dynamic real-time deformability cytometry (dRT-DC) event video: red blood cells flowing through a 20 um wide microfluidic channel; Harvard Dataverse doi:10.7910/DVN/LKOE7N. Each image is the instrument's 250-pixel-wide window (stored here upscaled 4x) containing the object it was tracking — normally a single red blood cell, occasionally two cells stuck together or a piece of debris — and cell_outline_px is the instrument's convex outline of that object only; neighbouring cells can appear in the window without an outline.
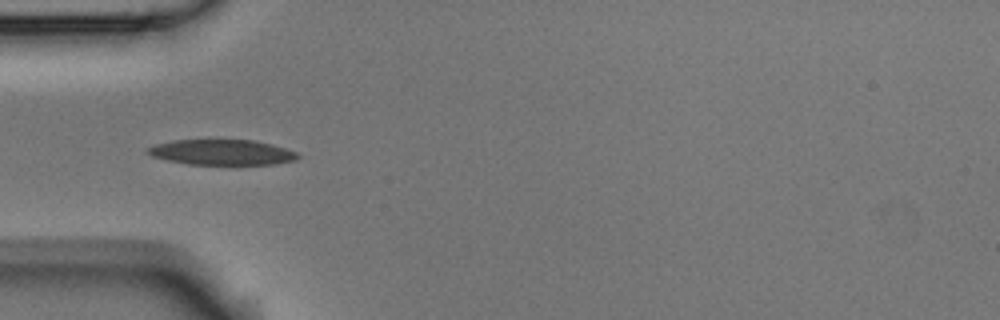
{"species": "Egyptian fruit bat (a non-hibernating species)", "species_latin": "Rousettus aegyptiacus", "temperature_condition": "room temperature", "stored_images_in_passage": 10, "camera_frame_rate_fps": 3000, "um_per_image_px": 0.085, "animal": {"sex": "male"}, "frame": {"image": 1, "passage_image": 4, "time_ms": 1.0, "image_size_px": [1000, 320], "cell_outline_px": [[300, 156], [296, 160], [272, 164], [188, 164], [168, 160], [152, 156], [144, 152], [144, 148], [156, 144], [172, 140], [256, 140], [272, 144], [296, 152]], "centroid_in_image_um": [18.82, 12.93], "position_along_channel_um": 66.2, "area_um2": 22.2}}
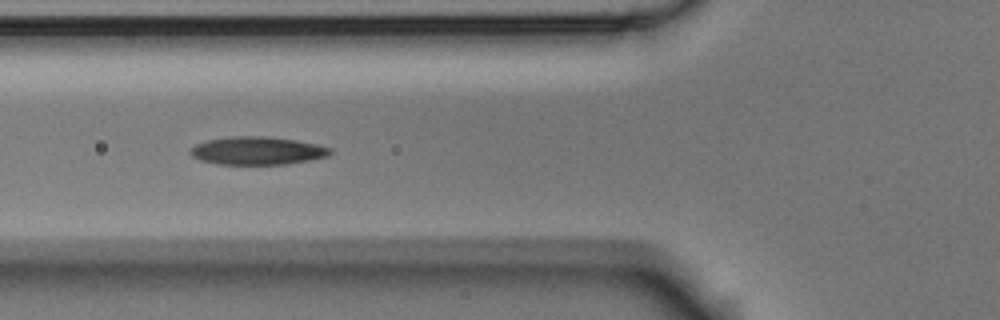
{"frame": {"image": 2, "passage_image": 7, "time_ms": 2.0, "image_size_px": [1000, 320], "cell_outline_px": [[332, 152], [328, 156], [288, 164], [216, 164], [200, 160], [192, 156], [188, 152], [196, 144], [208, 140], [236, 136], [264, 136], [296, 140], [316, 144], [332, 148]], "centroid_in_image_um": [21.88, 12.81], "position_along_channel_um": 103.9, "area_um2": 22.72}}